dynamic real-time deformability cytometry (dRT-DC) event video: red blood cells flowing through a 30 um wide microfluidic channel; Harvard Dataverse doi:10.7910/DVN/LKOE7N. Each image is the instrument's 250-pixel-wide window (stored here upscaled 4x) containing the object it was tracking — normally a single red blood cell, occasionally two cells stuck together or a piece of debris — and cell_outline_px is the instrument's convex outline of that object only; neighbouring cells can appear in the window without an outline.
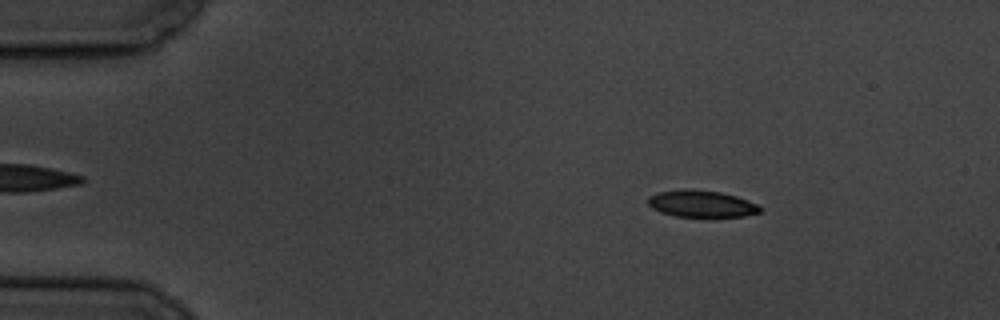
{"species": "common noctule bat (a hibernating species)", "species_latin": "Nyctalus noctula", "temperature_condition": "cold", "stored_images_in_passage": 57, "camera_frame_rate_fps": 3000, "um_per_image_px": 0.085, "animal": {"sex": "male", "body_mass_g": 19.5, "forearm_length_mm": 54.6}, "frame": {"image": 1, "passage_image": 8, "time_ms": 2.333, "image_size_px": [1000, 320], "cell_outline_px": [[760, 212], [744, 216], [708, 220], [676, 216], [660, 212], [652, 208], [648, 204], [648, 196], [656, 192], [680, 188], [684, 188], [720, 192], [736, 196], [756, 204], [760, 208]], "centroid_in_image_um": [59.58, 17.36], "position_along_channel_um": 25.4, "area_um2": 18.38}}
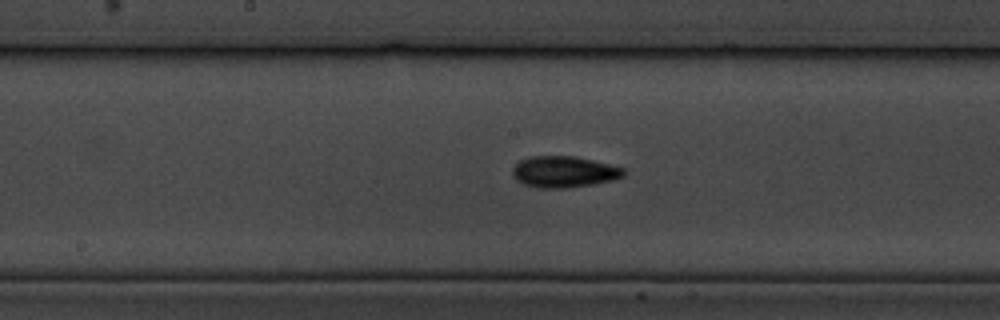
{"frame": {"image": 2, "passage_image": 29, "time_ms": 9.333, "image_size_px": [1000, 320], "cell_outline_px": [[624, 176], [612, 180], [592, 184], [564, 188], [536, 188], [524, 184], [516, 180], [512, 176], [512, 168], [520, 160], [532, 156], [576, 156], [624, 168]], "centroid_in_image_um": [47.89, 14.6], "position_along_channel_um": 200.3, "area_um2": 20.23}}
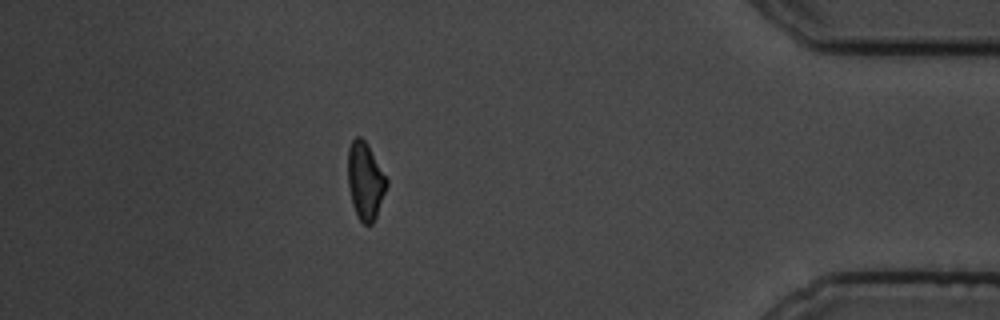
{"frame": {"image": 3, "passage_image": 50, "time_ms": 16.333, "image_size_px": [1000, 320], "cell_outline_px": [[388, 184], [376, 216], [372, 224], [364, 224], [360, 220], [352, 204], [348, 184], [348, 148], [352, 140], [356, 136], [360, 136], [368, 144], [388, 180]], "centroid_in_image_um": [31.04, 15.35], "position_along_channel_um": 404.2, "area_um2": 17.34}, "authors_computed_cell_mechanics": {"area_um2": 18.2648, "velocity_mm_per_s": 3.5081, "shape_relaxation_time_tau1_ms": 3.3109, "shape_relaxation_time_tau2_ms": 10.9395, "deformation_change_tau1": 0.096, "deformation_change_tau2": 0.1828}}